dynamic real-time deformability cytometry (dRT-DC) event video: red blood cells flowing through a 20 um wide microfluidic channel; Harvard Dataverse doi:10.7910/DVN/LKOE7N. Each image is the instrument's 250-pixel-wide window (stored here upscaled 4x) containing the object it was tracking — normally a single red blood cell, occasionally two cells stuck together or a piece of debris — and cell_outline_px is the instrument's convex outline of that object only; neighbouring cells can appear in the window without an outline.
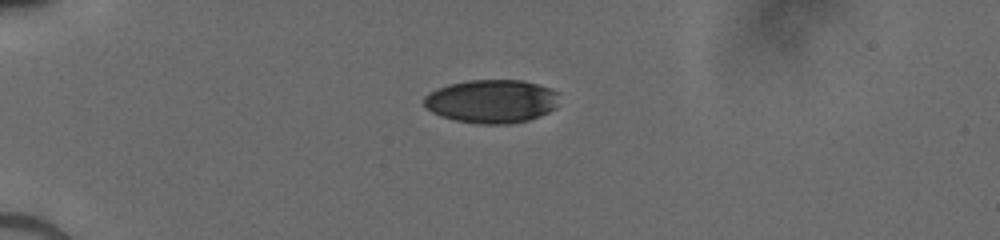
{"species": "human", "species_latin": "Homo sapiens", "temperature_condition": "cold", "stored_images_in_passage": 38, "camera_frame_rate_fps": 3000, "um_per_image_px": 0.085, "donor": {"sex": "male"}, "frame": {"image": 1, "passage_image": 1, "time_ms": 0.0, "image_size_px": [1000, 240], "cell_outline_px": [[556, 108], [548, 112], [528, 120], [508, 124], [480, 124], [456, 120], [440, 116], [432, 112], [424, 104], [424, 96], [428, 92], [436, 88], [448, 84], [468, 80], [524, 80], [548, 88], [556, 92]], "centroid_in_image_um": [41.74, 8.6], "position_along_channel_um": 43.3, "area_um2": 34.1}}
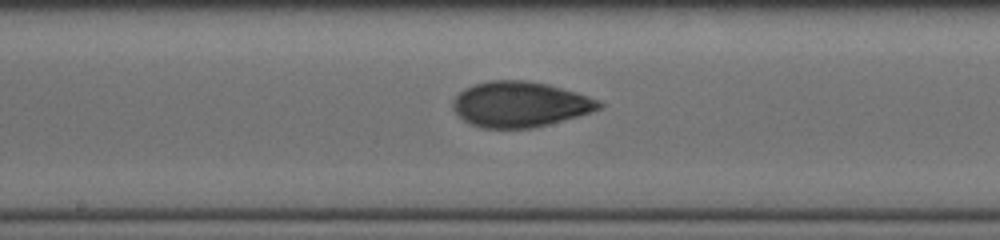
{"frame": {"image": 2, "passage_image": 16, "time_ms": 5.0, "image_size_px": [1000, 240], "cell_outline_px": [[604, 104], [600, 108], [576, 116], [548, 124], [528, 128], [480, 128], [464, 120], [452, 108], [452, 100], [464, 88], [472, 84], [488, 80], [528, 80], [548, 84], [576, 92], [600, 100]], "centroid_in_image_um": [44.16, 8.85], "position_along_channel_um": 204.0, "area_um2": 38.61}}
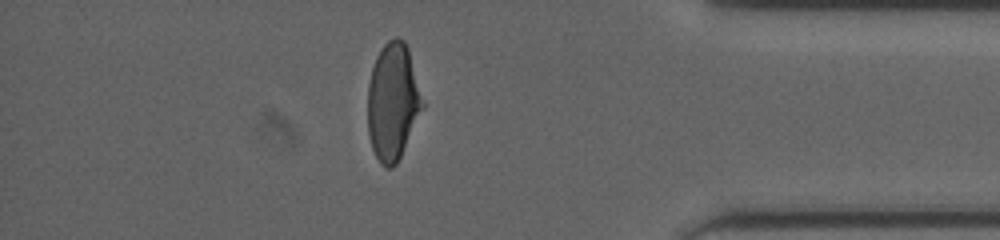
{"frame": {"image": 3, "passage_image": 32, "time_ms": 10.333, "image_size_px": [1000, 240], "cell_outline_px": [[424, 108], [396, 164], [392, 168], [388, 168], [380, 164], [372, 148], [368, 132], [368, 84], [372, 68], [376, 56], [380, 48], [388, 40], [396, 36], [404, 40], [408, 48], [424, 104]], "centroid_in_image_um": [33.38, 8.63], "position_along_channel_um": 401.8, "area_um2": 37.34}}